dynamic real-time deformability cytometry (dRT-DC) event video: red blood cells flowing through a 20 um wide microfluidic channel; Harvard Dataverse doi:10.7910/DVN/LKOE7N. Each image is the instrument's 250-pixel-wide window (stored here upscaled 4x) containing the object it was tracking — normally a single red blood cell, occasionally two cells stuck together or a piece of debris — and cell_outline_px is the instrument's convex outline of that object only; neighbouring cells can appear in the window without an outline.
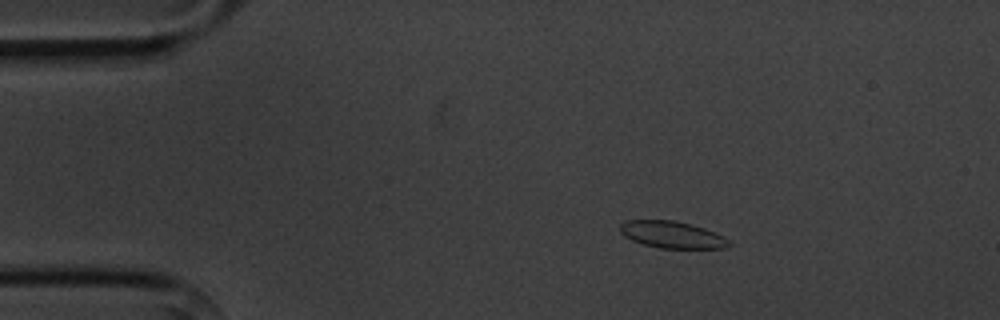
{"species": "common noctule bat (a hibernating species)", "species_latin": "Nyctalus noctula", "temperature_condition": "cold", "stored_images_in_passage": 6, "camera_frame_rate_fps": 3000, "um_per_image_px": 0.085, "animal": {"sex": "male", "body_mass_g": 20.1, "forearm_length_mm": 53.5}, "frame": {"image": 1, "passage_image": 3, "time_ms": 2.333, "image_size_px": [1000, 320], "cell_outline_px": [[732, 244], [724, 248], [660, 248], [644, 244], [632, 240], [624, 236], [620, 232], [620, 224], [624, 220], [676, 220], [692, 224], [704, 228], [724, 236]], "centroid_in_image_um": [57.12, 19.94], "position_along_channel_um": 27.9, "area_um2": 17.11}}
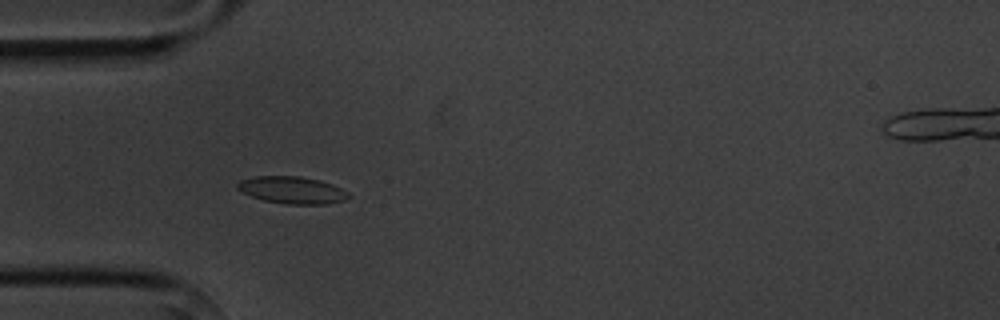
{"frame": {"image": 2, "passage_image": 5, "time_ms": 4.667, "image_size_px": [1000, 320], "cell_outline_px": [[352, 196], [344, 200], [324, 204], [288, 204], [264, 200], [240, 192], [236, 188], [236, 184], [240, 180], [252, 176], [300, 176], [320, 180], [332, 184], [348, 192]], "centroid_in_image_um": [24.8, 16.14], "position_along_channel_um": 60.2, "area_um2": 17.63}}
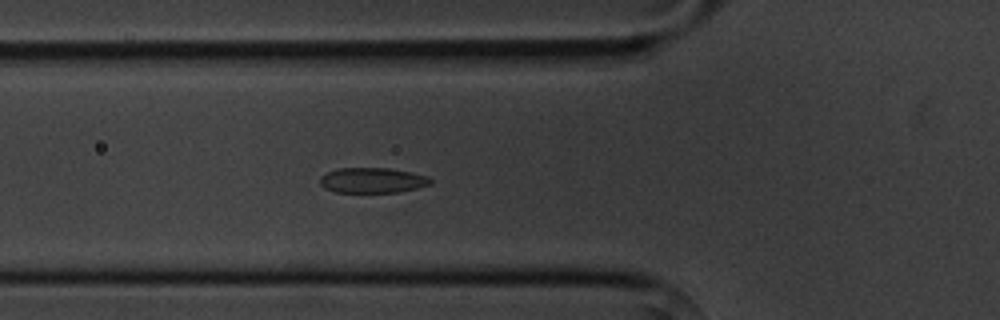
{"frame": {"image": 3, "passage_image": 6, "time_ms": 5.667, "image_size_px": [1000, 320], "cell_outline_px": [[432, 184], [400, 192], [336, 192], [324, 188], [320, 184], [320, 176], [336, 168], [388, 168], [412, 172], [428, 176], [432, 180]], "centroid_in_image_um": [31.66, 15.32], "position_along_channel_um": 94.1, "area_um2": 16.36}}